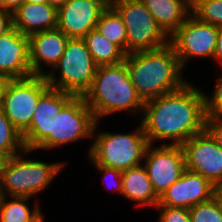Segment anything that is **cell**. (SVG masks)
<instances>
[{
    "label": "cell",
    "instance_id": "1",
    "mask_svg": "<svg viewBox=\"0 0 222 222\" xmlns=\"http://www.w3.org/2000/svg\"><path fill=\"white\" fill-rule=\"evenodd\" d=\"M201 87L189 80L180 89L145 102L139 121L149 144L182 145L205 130Z\"/></svg>",
    "mask_w": 222,
    "mask_h": 222
},
{
    "label": "cell",
    "instance_id": "2",
    "mask_svg": "<svg viewBox=\"0 0 222 222\" xmlns=\"http://www.w3.org/2000/svg\"><path fill=\"white\" fill-rule=\"evenodd\" d=\"M83 98L96 121L108 120L111 116L124 113L139 121L145 104L131 83L125 61L98 66Z\"/></svg>",
    "mask_w": 222,
    "mask_h": 222
},
{
    "label": "cell",
    "instance_id": "3",
    "mask_svg": "<svg viewBox=\"0 0 222 222\" xmlns=\"http://www.w3.org/2000/svg\"><path fill=\"white\" fill-rule=\"evenodd\" d=\"M124 61L131 83L144 102L176 91L189 81L170 43L155 50L128 53Z\"/></svg>",
    "mask_w": 222,
    "mask_h": 222
},
{
    "label": "cell",
    "instance_id": "4",
    "mask_svg": "<svg viewBox=\"0 0 222 222\" xmlns=\"http://www.w3.org/2000/svg\"><path fill=\"white\" fill-rule=\"evenodd\" d=\"M104 121H96L92 133V142L87 150L89 163L109 168L127 170L143 164L146 149L149 145L140 121L130 132H110L101 130Z\"/></svg>",
    "mask_w": 222,
    "mask_h": 222
},
{
    "label": "cell",
    "instance_id": "5",
    "mask_svg": "<svg viewBox=\"0 0 222 222\" xmlns=\"http://www.w3.org/2000/svg\"><path fill=\"white\" fill-rule=\"evenodd\" d=\"M34 152L25 149L9 157L0 176V195L35 199L49 187L51 189V183H54L68 163L62 160L54 162V159L53 162H45L42 158L36 159L32 154Z\"/></svg>",
    "mask_w": 222,
    "mask_h": 222
},
{
    "label": "cell",
    "instance_id": "6",
    "mask_svg": "<svg viewBox=\"0 0 222 222\" xmlns=\"http://www.w3.org/2000/svg\"><path fill=\"white\" fill-rule=\"evenodd\" d=\"M97 67L83 38H69L59 62L45 77L50 87L83 96Z\"/></svg>",
    "mask_w": 222,
    "mask_h": 222
},
{
    "label": "cell",
    "instance_id": "7",
    "mask_svg": "<svg viewBox=\"0 0 222 222\" xmlns=\"http://www.w3.org/2000/svg\"><path fill=\"white\" fill-rule=\"evenodd\" d=\"M96 120L92 110L86 104L83 96H74L55 118L54 135H48L35 149L53 152L55 149L75 146L77 142L92 140ZM83 140V141H82Z\"/></svg>",
    "mask_w": 222,
    "mask_h": 222
},
{
    "label": "cell",
    "instance_id": "8",
    "mask_svg": "<svg viewBox=\"0 0 222 222\" xmlns=\"http://www.w3.org/2000/svg\"><path fill=\"white\" fill-rule=\"evenodd\" d=\"M111 7L119 14L126 27L127 54L155 50L170 43V37L140 0H121Z\"/></svg>",
    "mask_w": 222,
    "mask_h": 222
},
{
    "label": "cell",
    "instance_id": "9",
    "mask_svg": "<svg viewBox=\"0 0 222 222\" xmlns=\"http://www.w3.org/2000/svg\"><path fill=\"white\" fill-rule=\"evenodd\" d=\"M219 27L203 22L192 13L170 36L181 68L186 71L195 59L213 61ZM193 58V59H192Z\"/></svg>",
    "mask_w": 222,
    "mask_h": 222
},
{
    "label": "cell",
    "instance_id": "10",
    "mask_svg": "<svg viewBox=\"0 0 222 222\" xmlns=\"http://www.w3.org/2000/svg\"><path fill=\"white\" fill-rule=\"evenodd\" d=\"M49 87L41 75L10 81L0 108L21 134L30 127L38 100Z\"/></svg>",
    "mask_w": 222,
    "mask_h": 222
},
{
    "label": "cell",
    "instance_id": "11",
    "mask_svg": "<svg viewBox=\"0 0 222 222\" xmlns=\"http://www.w3.org/2000/svg\"><path fill=\"white\" fill-rule=\"evenodd\" d=\"M143 165L147 170L154 192L160 197L186 170L182 146L149 144Z\"/></svg>",
    "mask_w": 222,
    "mask_h": 222
},
{
    "label": "cell",
    "instance_id": "12",
    "mask_svg": "<svg viewBox=\"0 0 222 222\" xmlns=\"http://www.w3.org/2000/svg\"><path fill=\"white\" fill-rule=\"evenodd\" d=\"M181 146L187 170L202 175L214 186L222 183V148L206 129Z\"/></svg>",
    "mask_w": 222,
    "mask_h": 222
},
{
    "label": "cell",
    "instance_id": "13",
    "mask_svg": "<svg viewBox=\"0 0 222 222\" xmlns=\"http://www.w3.org/2000/svg\"><path fill=\"white\" fill-rule=\"evenodd\" d=\"M74 96L52 87L40 96L30 127L22 134L25 149L34 150L48 135H54L56 116Z\"/></svg>",
    "mask_w": 222,
    "mask_h": 222
},
{
    "label": "cell",
    "instance_id": "14",
    "mask_svg": "<svg viewBox=\"0 0 222 222\" xmlns=\"http://www.w3.org/2000/svg\"><path fill=\"white\" fill-rule=\"evenodd\" d=\"M107 8L102 0H67L57 13V28L68 38H84L96 29Z\"/></svg>",
    "mask_w": 222,
    "mask_h": 222
},
{
    "label": "cell",
    "instance_id": "15",
    "mask_svg": "<svg viewBox=\"0 0 222 222\" xmlns=\"http://www.w3.org/2000/svg\"><path fill=\"white\" fill-rule=\"evenodd\" d=\"M215 186L202 175L185 170L160 197L157 206L190 209L214 197Z\"/></svg>",
    "mask_w": 222,
    "mask_h": 222
},
{
    "label": "cell",
    "instance_id": "16",
    "mask_svg": "<svg viewBox=\"0 0 222 222\" xmlns=\"http://www.w3.org/2000/svg\"><path fill=\"white\" fill-rule=\"evenodd\" d=\"M68 40L58 28L30 35L29 63L32 75L46 76L59 62Z\"/></svg>",
    "mask_w": 222,
    "mask_h": 222
},
{
    "label": "cell",
    "instance_id": "17",
    "mask_svg": "<svg viewBox=\"0 0 222 222\" xmlns=\"http://www.w3.org/2000/svg\"><path fill=\"white\" fill-rule=\"evenodd\" d=\"M0 74L11 79L32 76L29 63V37L12 26L0 37Z\"/></svg>",
    "mask_w": 222,
    "mask_h": 222
},
{
    "label": "cell",
    "instance_id": "18",
    "mask_svg": "<svg viewBox=\"0 0 222 222\" xmlns=\"http://www.w3.org/2000/svg\"><path fill=\"white\" fill-rule=\"evenodd\" d=\"M58 10L48 3L24 2L12 12L13 26L22 34H32L57 28Z\"/></svg>",
    "mask_w": 222,
    "mask_h": 222
},
{
    "label": "cell",
    "instance_id": "19",
    "mask_svg": "<svg viewBox=\"0 0 222 222\" xmlns=\"http://www.w3.org/2000/svg\"><path fill=\"white\" fill-rule=\"evenodd\" d=\"M123 199L133 202L134 207L154 208L158 205L159 197L153 190L151 180L143 164L122 171ZM136 205V206H135Z\"/></svg>",
    "mask_w": 222,
    "mask_h": 222
},
{
    "label": "cell",
    "instance_id": "20",
    "mask_svg": "<svg viewBox=\"0 0 222 222\" xmlns=\"http://www.w3.org/2000/svg\"><path fill=\"white\" fill-rule=\"evenodd\" d=\"M170 37L191 14L189 0H140Z\"/></svg>",
    "mask_w": 222,
    "mask_h": 222
},
{
    "label": "cell",
    "instance_id": "21",
    "mask_svg": "<svg viewBox=\"0 0 222 222\" xmlns=\"http://www.w3.org/2000/svg\"><path fill=\"white\" fill-rule=\"evenodd\" d=\"M83 40L97 66L118 64L125 60L126 54L97 29L91 30Z\"/></svg>",
    "mask_w": 222,
    "mask_h": 222
},
{
    "label": "cell",
    "instance_id": "22",
    "mask_svg": "<svg viewBox=\"0 0 222 222\" xmlns=\"http://www.w3.org/2000/svg\"><path fill=\"white\" fill-rule=\"evenodd\" d=\"M0 195V222H28L41 207V199Z\"/></svg>",
    "mask_w": 222,
    "mask_h": 222
},
{
    "label": "cell",
    "instance_id": "23",
    "mask_svg": "<svg viewBox=\"0 0 222 222\" xmlns=\"http://www.w3.org/2000/svg\"><path fill=\"white\" fill-rule=\"evenodd\" d=\"M96 29L108 41L116 44L127 55V32L119 14L111 7L101 13Z\"/></svg>",
    "mask_w": 222,
    "mask_h": 222
},
{
    "label": "cell",
    "instance_id": "24",
    "mask_svg": "<svg viewBox=\"0 0 222 222\" xmlns=\"http://www.w3.org/2000/svg\"><path fill=\"white\" fill-rule=\"evenodd\" d=\"M0 150L13 157L25 150L22 134L0 108Z\"/></svg>",
    "mask_w": 222,
    "mask_h": 222
},
{
    "label": "cell",
    "instance_id": "25",
    "mask_svg": "<svg viewBox=\"0 0 222 222\" xmlns=\"http://www.w3.org/2000/svg\"><path fill=\"white\" fill-rule=\"evenodd\" d=\"M191 13L203 22L222 27V0H194Z\"/></svg>",
    "mask_w": 222,
    "mask_h": 222
},
{
    "label": "cell",
    "instance_id": "26",
    "mask_svg": "<svg viewBox=\"0 0 222 222\" xmlns=\"http://www.w3.org/2000/svg\"><path fill=\"white\" fill-rule=\"evenodd\" d=\"M189 212L192 222H222V210L214 197L193 206Z\"/></svg>",
    "mask_w": 222,
    "mask_h": 222
},
{
    "label": "cell",
    "instance_id": "27",
    "mask_svg": "<svg viewBox=\"0 0 222 222\" xmlns=\"http://www.w3.org/2000/svg\"><path fill=\"white\" fill-rule=\"evenodd\" d=\"M222 73V72H221ZM216 76L211 92L203 90L207 117L222 115V75Z\"/></svg>",
    "mask_w": 222,
    "mask_h": 222
},
{
    "label": "cell",
    "instance_id": "28",
    "mask_svg": "<svg viewBox=\"0 0 222 222\" xmlns=\"http://www.w3.org/2000/svg\"><path fill=\"white\" fill-rule=\"evenodd\" d=\"M94 170L103 176L102 183L108 191L111 193L118 194L120 197L122 195V171L119 169L109 168L102 165L92 164Z\"/></svg>",
    "mask_w": 222,
    "mask_h": 222
},
{
    "label": "cell",
    "instance_id": "29",
    "mask_svg": "<svg viewBox=\"0 0 222 222\" xmlns=\"http://www.w3.org/2000/svg\"><path fill=\"white\" fill-rule=\"evenodd\" d=\"M158 211L155 222H192L189 209L169 206H156L154 211Z\"/></svg>",
    "mask_w": 222,
    "mask_h": 222
},
{
    "label": "cell",
    "instance_id": "30",
    "mask_svg": "<svg viewBox=\"0 0 222 222\" xmlns=\"http://www.w3.org/2000/svg\"><path fill=\"white\" fill-rule=\"evenodd\" d=\"M205 129L222 148V115L216 117H207Z\"/></svg>",
    "mask_w": 222,
    "mask_h": 222
},
{
    "label": "cell",
    "instance_id": "31",
    "mask_svg": "<svg viewBox=\"0 0 222 222\" xmlns=\"http://www.w3.org/2000/svg\"><path fill=\"white\" fill-rule=\"evenodd\" d=\"M13 26L12 12L0 10V37Z\"/></svg>",
    "mask_w": 222,
    "mask_h": 222
},
{
    "label": "cell",
    "instance_id": "32",
    "mask_svg": "<svg viewBox=\"0 0 222 222\" xmlns=\"http://www.w3.org/2000/svg\"><path fill=\"white\" fill-rule=\"evenodd\" d=\"M213 62H215L214 65H217V67L219 66V68L221 69L219 70V72H221L222 71V27H219Z\"/></svg>",
    "mask_w": 222,
    "mask_h": 222
},
{
    "label": "cell",
    "instance_id": "33",
    "mask_svg": "<svg viewBox=\"0 0 222 222\" xmlns=\"http://www.w3.org/2000/svg\"><path fill=\"white\" fill-rule=\"evenodd\" d=\"M24 2L25 0H1V5L4 10H7L9 12H14Z\"/></svg>",
    "mask_w": 222,
    "mask_h": 222
},
{
    "label": "cell",
    "instance_id": "34",
    "mask_svg": "<svg viewBox=\"0 0 222 222\" xmlns=\"http://www.w3.org/2000/svg\"><path fill=\"white\" fill-rule=\"evenodd\" d=\"M12 79L4 74H0V107L5 96L6 89Z\"/></svg>",
    "mask_w": 222,
    "mask_h": 222
},
{
    "label": "cell",
    "instance_id": "35",
    "mask_svg": "<svg viewBox=\"0 0 222 222\" xmlns=\"http://www.w3.org/2000/svg\"><path fill=\"white\" fill-rule=\"evenodd\" d=\"M42 207H40L35 214L31 217V219L28 222H47L45 221V217H47L45 212H42ZM44 213V214H43Z\"/></svg>",
    "mask_w": 222,
    "mask_h": 222
},
{
    "label": "cell",
    "instance_id": "36",
    "mask_svg": "<svg viewBox=\"0 0 222 222\" xmlns=\"http://www.w3.org/2000/svg\"><path fill=\"white\" fill-rule=\"evenodd\" d=\"M214 198L217 200L222 210V183L215 186Z\"/></svg>",
    "mask_w": 222,
    "mask_h": 222
},
{
    "label": "cell",
    "instance_id": "37",
    "mask_svg": "<svg viewBox=\"0 0 222 222\" xmlns=\"http://www.w3.org/2000/svg\"><path fill=\"white\" fill-rule=\"evenodd\" d=\"M8 159H9V156L0 150V176L2 174V171L5 167Z\"/></svg>",
    "mask_w": 222,
    "mask_h": 222
},
{
    "label": "cell",
    "instance_id": "38",
    "mask_svg": "<svg viewBox=\"0 0 222 222\" xmlns=\"http://www.w3.org/2000/svg\"><path fill=\"white\" fill-rule=\"evenodd\" d=\"M67 0H47V3L55 7L57 10L64 5Z\"/></svg>",
    "mask_w": 222,
    "mask_h": 222
},
{
    "label": "cell",
    "instance_id": "39",
    "mask_svg": "<svg viewBox=\"0 0 222 222\" xmlns=\"http://www.w3.org/2000/svg\"><path fill=\"white\" fill-rule=\"evenodd\" d=\"M107 6H111L115 2L121 1V0H102Z\"/></svg>",
    "mask_w": 222,
    "mask_h": 222
},
{
    "label": "cell",
    "instance_id": "40",
    "mask_svg": "<svg viewBox=\"0 0 222 222\" xmlns=\"http://www.w3.org/2000/svg\"><path fill=\"white\" fill-rule=\"evenodd\" d=\"M28 3H47V0H25Z\"/></svg>",
    "mask_w": 222,
    "mask_h": 222
},
{
    "label": "cell",
    "instance_id": "41",
    "mask_svg": "<svg viewBox=\"0 0 222 222\" xmlns=\"http://www.w3.org/2000/svg\"><path fill=\"white\" fill-rule=\"evenodd\" d=\"M0 10H3V7H2V5H1V0H0Z\"/></svg>",
    "mask_w": 222,
    "mask_h": 222
}]
</instances>
